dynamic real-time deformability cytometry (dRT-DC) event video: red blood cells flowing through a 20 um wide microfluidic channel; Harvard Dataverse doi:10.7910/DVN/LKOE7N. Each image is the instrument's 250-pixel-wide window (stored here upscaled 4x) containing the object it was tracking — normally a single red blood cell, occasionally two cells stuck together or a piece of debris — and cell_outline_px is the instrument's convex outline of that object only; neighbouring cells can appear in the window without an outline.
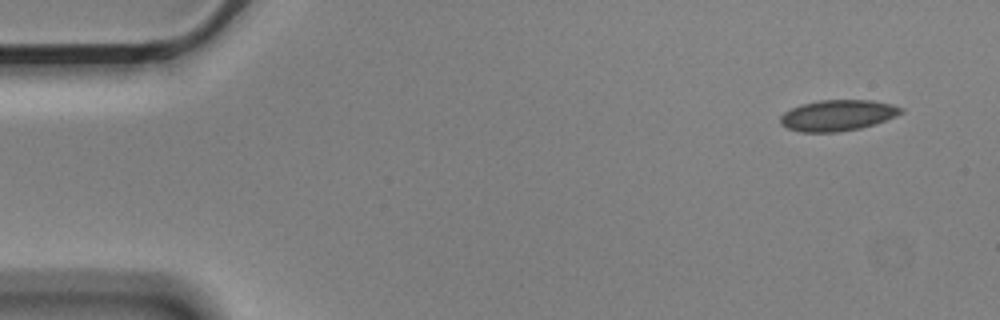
{"species": "Egyptian fruit bat (a non-hibernating species)", "species_latin": "Rousettus aegyptiacus", "temperature_condition": "cold", "stored_images_in_passage": 5, "camera_frame_rate_fps": 3000, "um_per_image_px": 0.085, "animal": {"sex": "male"}, "frame": {"image": 1, "passage_image": 1, "time_ms": 0.0, "image_size_px": [1000, 320], "cell_outline_px": [[904, 112], [896, 116], [860, 128], [836, 132], [800, 132], [788, 128], [780, 124], [780, 116], [784, 112], [800, 104], [820, 100], [872, 100], [892, 104], [904, 108]], "centroid_in_image_um": [71.19, 9.79], "position_along_channel_um": 13.8, "area_um2": 21.73}}
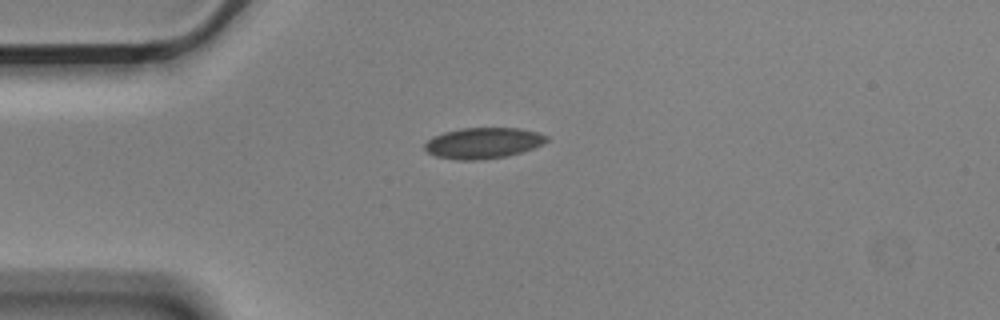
{"frame": {"image": 2, "passage_image": 4, "time_ms": 1.0, "image_size_px": [1000, 320], "cell_outline_px": [[548, 140], [532, 148], [508, 156], [480, 160], [456, 160], [436, 156], [428, 152], [424, 148], [424, 144], [432, 136], [444, 132], [460, 128], [520, 128], [536, 132], [548, 136]], "centroid_in_image_um": [41.03, 12.16], "position_along_channel_um": 44.0, "area_um2": 21.91}}